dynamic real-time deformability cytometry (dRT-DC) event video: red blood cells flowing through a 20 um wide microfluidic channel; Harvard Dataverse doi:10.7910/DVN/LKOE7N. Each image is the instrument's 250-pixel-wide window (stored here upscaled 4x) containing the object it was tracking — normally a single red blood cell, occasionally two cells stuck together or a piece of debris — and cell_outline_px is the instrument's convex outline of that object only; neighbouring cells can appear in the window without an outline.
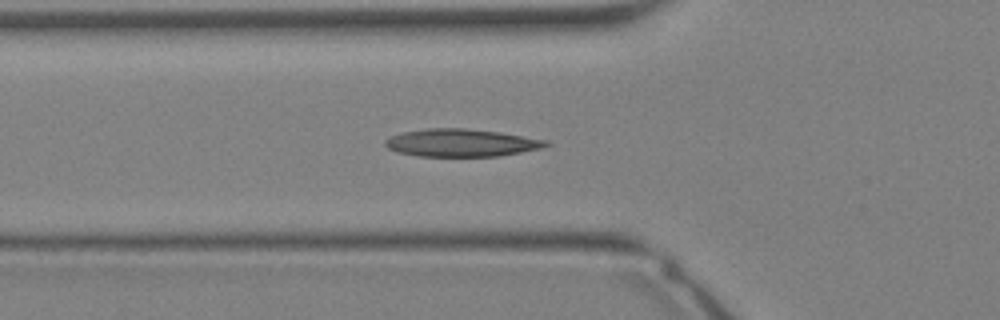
{"species": "Egyptian fruit bat (a non-hibernating species)", "species_latin": "Rousettus aegyptiacus", "temperature_condition": "warm", "stored_images_in_passage": 25, "camera_frame_rate_fps": 3000, "um_per_image_px": 0.085, "animal": {"sex": "female"}, "frame": {"image": 1, "passage_image": 7, "time_ms": 2.0, "image_size_px": [1000, 320], "cell_outline_px": [[552, 144], [540, 148], [500, 156], [416, 156], [396, 152], [388, 148], [384, 144], [384, 140], [392, 136], [404, 132], [428, 128], [464, 128], [500, 132], [548, 140]], "centroid_in_image_um": [39.21, 12.14], "position_along_channel_um": 86.6, "area_um2": 25.89}}
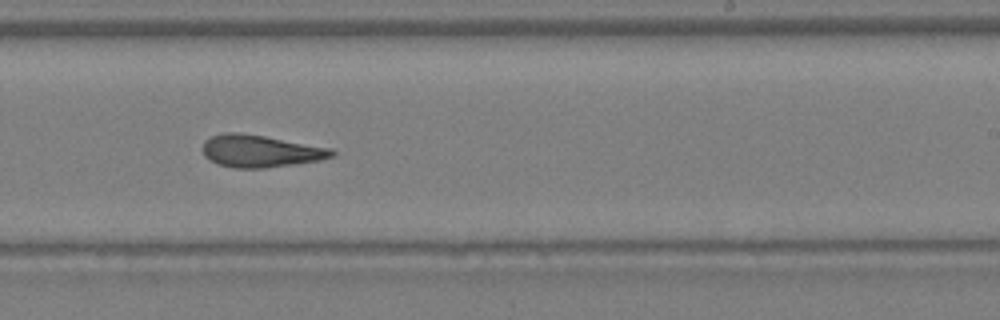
{"frame": {"image": 2, "passage_image": 16, "time_ms": 5.0, "image_size_px": [1000, 320], "cell_outline_px": [[336, 152], [332, 156], [320, 160], [264, 168], [236, 168], [216, 164], [208, 160], [204, 156], [200, 148], [204, 140], [212, 136], [224, 132], [236, 132], [264, 136], [332, 148]], "centroid_in_image_um": [22.06, 12.84], "position_along_channel_um": 266.9, "area_um2": 24.39}}
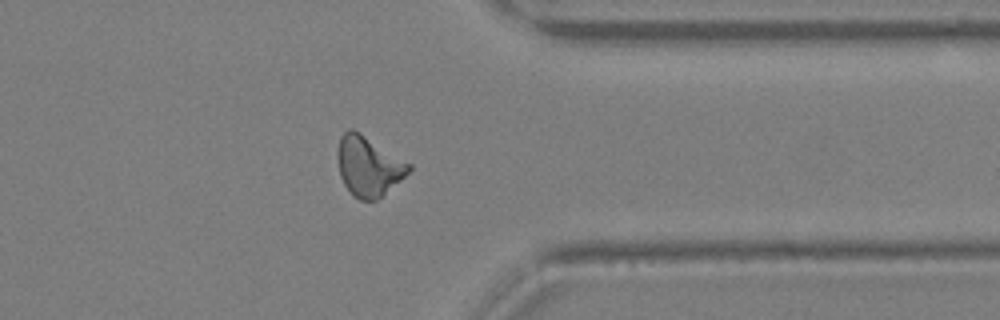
{"frame": {"image": 3, "passage_image": 22, "time_ms": 7.0, "image_size_px": [1000, 320], "cell_outline_px": [[412, 168], [400, 180], [376, 200], [360, 200], [352, 196], [344, 184], [340, 176], [336, 156], [336, 152], [340, 136], [348, 128], [352, 128], [360, 132], [412, 164]], "centroid_in_image_um": [31.28, 14.1], "position_along_channel_um": 380.1, "area_um2": 24.97}}